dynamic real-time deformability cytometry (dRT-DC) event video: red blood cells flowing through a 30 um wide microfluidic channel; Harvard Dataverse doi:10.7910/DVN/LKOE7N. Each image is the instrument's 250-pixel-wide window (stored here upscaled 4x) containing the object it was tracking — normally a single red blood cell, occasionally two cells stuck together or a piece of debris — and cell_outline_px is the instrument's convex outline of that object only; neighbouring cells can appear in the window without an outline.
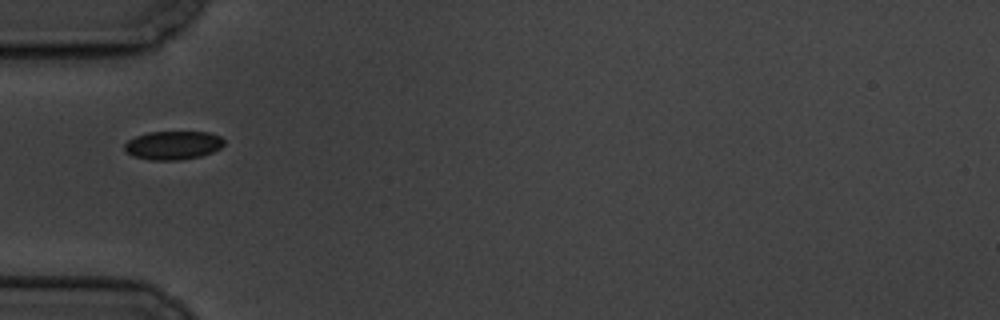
{"species": "common noctule bat (a hibernating species)", "species_latin": "Nyctalus noctula", "temperature_condition": "cold", "stored_images_in_passage": 4, "camera_frame_rate_fps": 3000, "um_per_image_px": 0.085, "animal": {"sex": "male", "body_mass_g": 19.5, "forearm_length_mm": 54.6}, "frame": {"image": 1, "passage_image": 1, "time_ms": 0.0, "image_size_px": [1000, 320], "cell_outline_px": [[224, 144], [220, 148], [212, 152], [200, 156], [180, 160], [148, 160], [132, 156], [124, 152], [124, 144], [128, 140], [136, 136], [148, 132], [208, 132], [220, 136], [224, 140]], "centroid_in_image_um": [14.67, 12.35], "position_along_channel_um": 70.3, "area_um2": 16.7}}
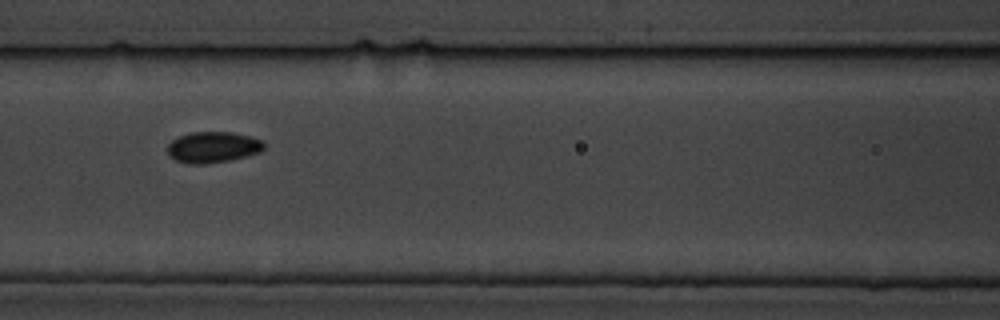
{"frame": {"image": 2, "passage_image": 3, "time_ms": 2.333, "image_size_px": [1000, 320], "cell_outline_px": [[264, 148], [260, 152], [228, 160], [204, 164], [188, 164], [176, 160], [168, 156], [168, 144], [172, 140], [180, 136], [192, 132], [232, 132], [264, 140]], "centroid_in_image_um": [18.08, 12.51], "position_along_channel_um": 148.5, "area_um2": 17.34}}
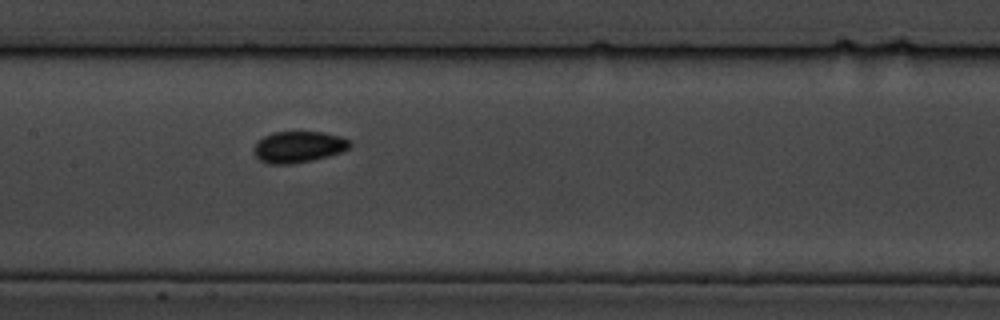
{"frame": {"image": 3, "passage_image": 4, "time_ms": 3.333, "image_size_px": [1000, 320], "cell_outline_px": [[352, 144], [344, 152], [312, 160], [292, 164], [268, 164], [260, 160], [252, 152], [252, 148], [256, 140], [272, 132], [324, 132], [340, 136], [352, 140]], "centroid_in_image_um": [25.36, 12.48], "position_along_channel_um": 182.0, "area_um2": 17.92}}